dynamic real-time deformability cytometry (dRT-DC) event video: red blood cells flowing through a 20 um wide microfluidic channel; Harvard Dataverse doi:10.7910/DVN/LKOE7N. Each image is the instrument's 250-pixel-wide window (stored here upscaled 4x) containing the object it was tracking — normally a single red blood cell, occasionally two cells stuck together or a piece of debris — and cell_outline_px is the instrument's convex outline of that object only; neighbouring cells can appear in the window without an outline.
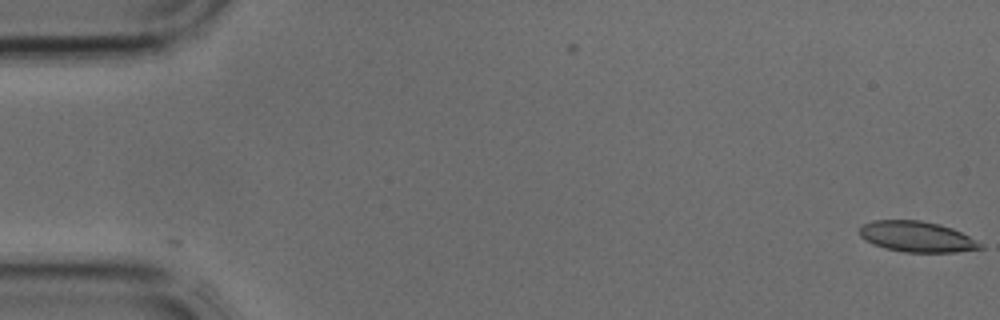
{"species": "common noctule bat (a hibernating species)", "species_latin": "Nyctalus noctula", "temperature_condition": "cold", "stored_images_in_passage": 4, "camera_frame_rate_fps": 3000, "um_per_image_px": 0.085, "animal": {"sex": "male", "body_mass_g": 17.9, "forearm_length_mm": 54.2}, "frame": {"image": 1, "passage_image": 1, "time_ms": 0.0, "image_size_px": [1000, 320], "cell_outline_px": [[984, 248], [956, 252], [904, 252], [884, 248], [872, 244], [864, 240], [860, 236], [860, 228], [864, 224], [872, 220], [920, 220], [940, 224], [952, 228], [968, 236], [980, 244]], "centroid_in_image_um": [77.89, 20.12], "position_along_channel_um": 7.1, "area_um2": 21.5}}